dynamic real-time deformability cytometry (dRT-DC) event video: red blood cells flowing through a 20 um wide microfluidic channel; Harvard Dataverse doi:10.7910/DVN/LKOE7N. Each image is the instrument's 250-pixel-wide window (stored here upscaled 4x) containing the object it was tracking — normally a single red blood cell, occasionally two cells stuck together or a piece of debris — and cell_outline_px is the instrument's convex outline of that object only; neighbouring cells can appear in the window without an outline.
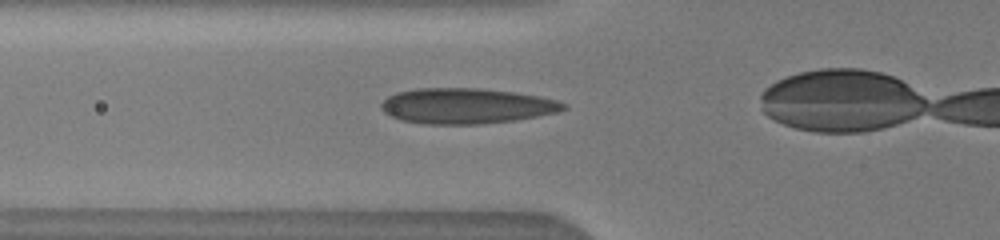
{"species": "human", "species_latin": "Homo sapiens", "temperature_condition": "warm", "stored_images_in_passage": 41, "camera_frame_rate_fps": 3000, "um_per_image_px": 0.085, "donor": {"sex": "male"}, "frame": {"image": 1, "passage_image": 14, "time_ms": 3.667, "image_size_px": [1000, 240], "cell_outline_px": [[568, 108], [560, 112], [516, 120], [480, 124], [424, 124], [400, 120], [388, 116], [380, 108], [380, 104], [388, 96], [396, 92], [416, 88], [480, 88], [516, 92], [540, 96], [556, 100], [568, 104]], "centroid_in_image_um": [39.65, 9.0], "position_along_channel_um": 86.1, "area_um2": 38.21}}
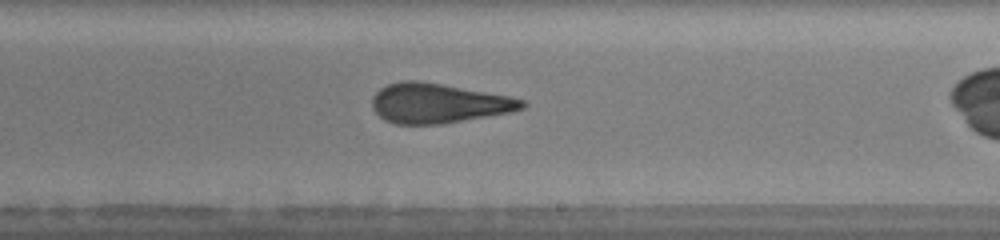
{"frame": {"image": 2, "passage_image": 28, "time_ms": 7.667, "image_size_px": [1000, 240], "cell_outline_px": [[528, 104], [524, 108], [512, 112], [444, 124], [396, 124], [384, 120], [372, 108], [372, 96], [380, 88], [388, 84], [404, 80], [420, 80], [508, 96], [524, 100]], "centroid_in_image_um": [37.25, 8.78], "position_along_channel_um": 251.7, "area_um2": 34.8}}